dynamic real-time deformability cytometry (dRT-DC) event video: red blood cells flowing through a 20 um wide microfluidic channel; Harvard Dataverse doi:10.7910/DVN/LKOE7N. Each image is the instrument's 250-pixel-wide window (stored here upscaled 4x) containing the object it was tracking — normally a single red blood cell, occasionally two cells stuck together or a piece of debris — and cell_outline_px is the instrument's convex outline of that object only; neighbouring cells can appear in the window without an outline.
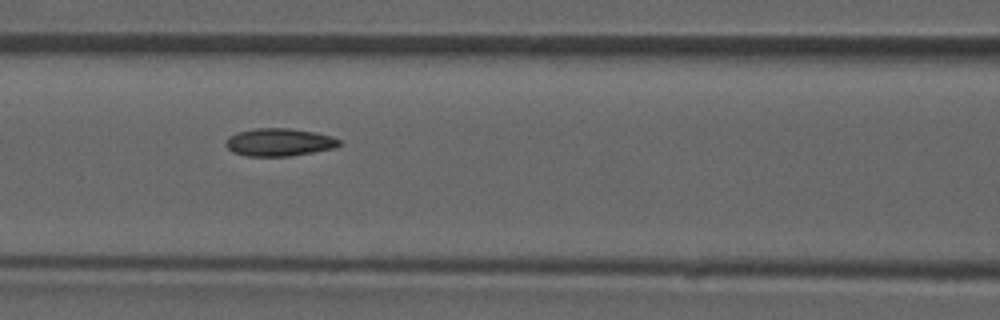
{"species": "common noctule bat (a hibernating species)", "species_latin": "Nyctalus noctula", "temperature_condition": "room temperature", "stored_images_in_passage": 48, "camera_frame_rate_fps": 3000, "um_per_image_px": 0.085, "animal": {"sex": "male", "forearm_length_mm": 52.5}, "frame": {"image": 1, "passage_image": 21, "time_ms": 6.667, "image_size_px": [1000, 320], "cell_outline_px": [[340, 144], [336, 148], [288, 156], [244, 156], [232, 152], [224, 144], [228, 136], [236, 132], [256, 128], [292, 128], [316, 132], [332, 136], [340, 140]], "centroid_in_image_um": [23.71, 12.08], "position_along_channel_um": 142.9, "area_um2": 18.55}}